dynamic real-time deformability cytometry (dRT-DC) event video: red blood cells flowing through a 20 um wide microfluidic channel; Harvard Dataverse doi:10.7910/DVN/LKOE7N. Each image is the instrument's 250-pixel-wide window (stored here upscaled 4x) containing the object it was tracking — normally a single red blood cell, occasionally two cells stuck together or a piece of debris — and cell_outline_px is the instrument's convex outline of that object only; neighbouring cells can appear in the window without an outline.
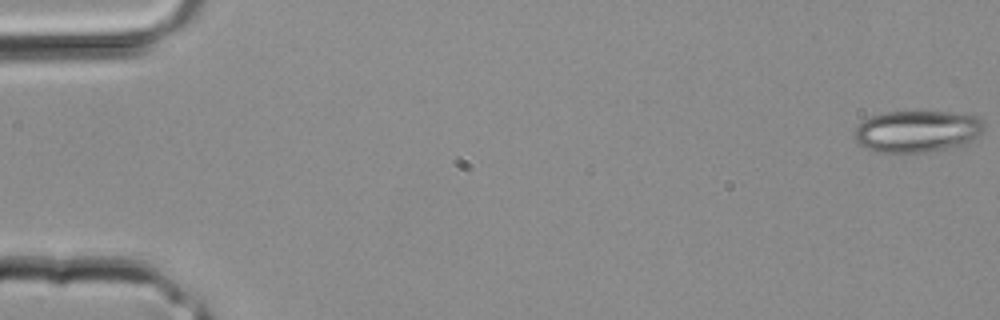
{"species": "common noctule bat (a hibernating species)", "species_latin": "Nyctalus noctula", "temperature_condition": "room temperature", "stored_images_in_passage": 4, "camera_frame_rate_fps": 3000, "um_per_image_px": 0.085, "animal": {"sex": "male", "body_mass_g": 20.4}, "frame": {"image": 1, "passage_image": 1, "time_ms": 0.0, "image_size_px": [1000, 320], "cell_outline_px": [[984, 128], [968, 144], [948, 148], [924, 152], [876, 152], [856, 144], [856, 128], [868, 116], [884, 112], [924, 108], [972, 112], [980, 116], [984, 124]], "centroid_in_image_um": [78.04, 11.07], "position_along_channel_um": 7.0, "area_um2": 33.18}}